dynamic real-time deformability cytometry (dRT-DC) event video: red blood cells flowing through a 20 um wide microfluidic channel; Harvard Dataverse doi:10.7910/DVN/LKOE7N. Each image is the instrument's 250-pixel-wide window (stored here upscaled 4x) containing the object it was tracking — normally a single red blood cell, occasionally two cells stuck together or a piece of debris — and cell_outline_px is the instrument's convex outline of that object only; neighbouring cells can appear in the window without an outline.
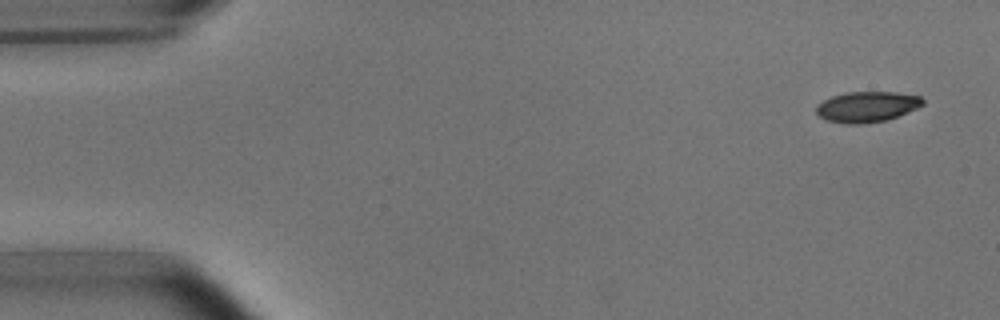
{"species": "common noctule bat (a hibernating species)", "species_latin": "Nyctalus noctula", "temperature_condition": "room temperature", "stored_images_in_passage": 8, "camera_frame_rate_fps": 3000, "um_per_image_px": 0.085, "animal": {"sex": "male", "body_mass_g": 15.6}, "frame": {"image": 1, "passage_image": 1, "time_ms": 0.0, "image_size_px": [1000, 320], "cell_outline_px": [[924, 104], [916, 108], [896, 116], [884, 120], [860, 124], [844, 124], [824, 120], [816, 112], [816, 104], [832, 96], [848, 92], [896, 92], [920, 96], [924, 100]], "centroid_in_image_um": [73.65, 9.07], "position_along_channel_um": 11.4, "area_um2": 18.9}}
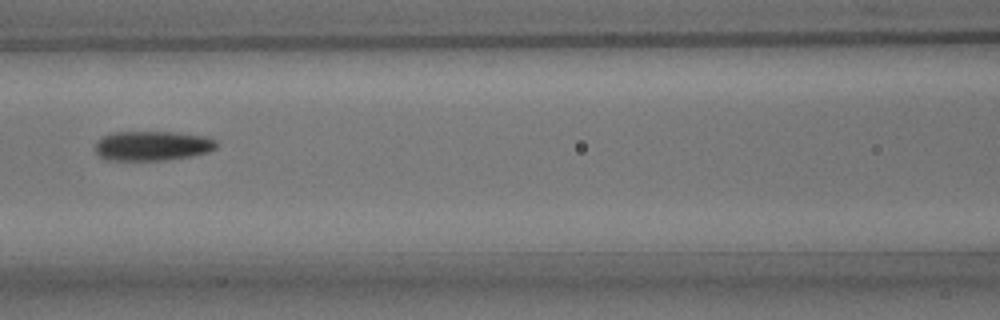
{"frame": {"image": 2, "passage_image": 7, "time_ms": 7.0, "image_size_px": [1000, 320], "cell_outline_px": [[216, 148], [208, 152], [192, 156], [160, 160], [104, 160], [96, 152], [96, 140], [100, 136], [112, 132], [176, 132], [208, 136], [216, 140]], "centroid_in_image_um": [12.93, 12.38], "position_along_channel_um": 153.7, "area_um2": 21.15}}
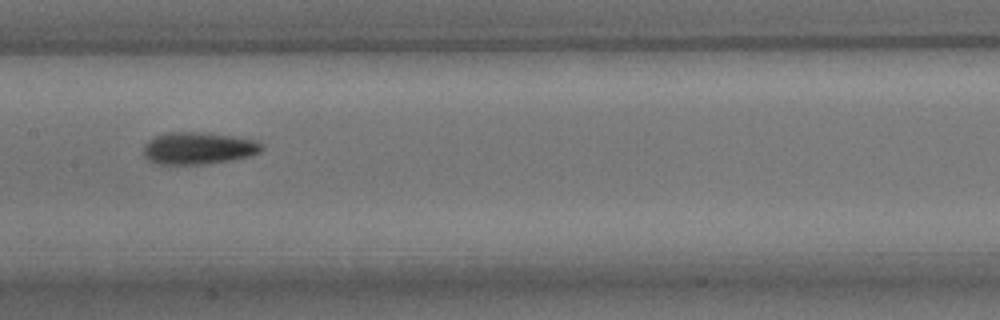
{"frame": {"image": 3, "passage_image": 8, "time_ms": 8.0, "image_size_px": [1000, 320], "cell_outline_px": [[264, 148], [260, 152], [252, 156], [232, 160], [208, 164], [156, 164], [148, 160], [144, 156], [144, 144], [148, 140], [164, 132], [208, 132], [256, 140], [264, 144]], "centroid_in_image_um": [16.89, 12.6], "position_along_channel_um": 190.5, "area_um2": 22.54}}